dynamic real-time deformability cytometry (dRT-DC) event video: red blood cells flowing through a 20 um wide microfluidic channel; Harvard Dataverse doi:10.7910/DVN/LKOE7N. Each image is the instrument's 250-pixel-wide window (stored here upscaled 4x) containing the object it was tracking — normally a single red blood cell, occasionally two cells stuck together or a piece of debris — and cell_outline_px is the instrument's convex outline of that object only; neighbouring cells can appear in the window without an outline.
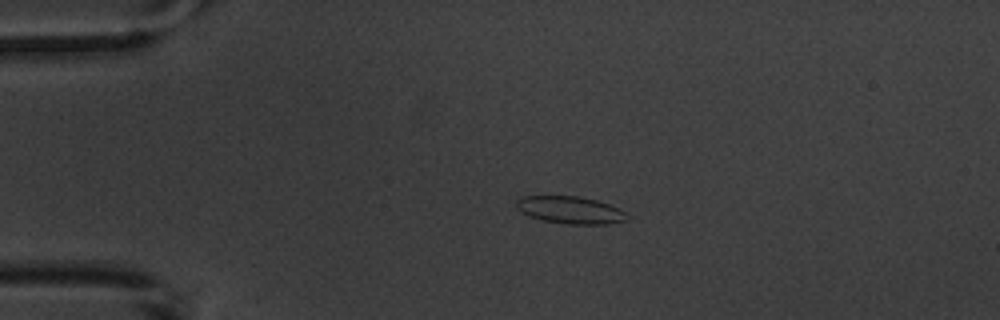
{"species": "common noctule bat (a hibernating species)", "species_latin": "Nyctalus noctula", "temperature_condition": "warm", "stored_images_in_passage": 4, "camera_frame_rate_fps": 3000, "um_per_image_px": 0.085, "animal": {"sex": "male", "body_mass_g": 20.1, "forearm_length_mm": 53.5}, "frame": {"image": 1, "passage_image": 1, "time_ms": 0.0, "image_size_px": [1000, 320], "cell_outline_px": [[628, 220], [608, 224], [568, 224], [540, 220], [528, 216], [520, 212], [516, 208], [516, 200], [520, 196], [580, 196], [596, 200], [608, 204], [624, 212]], "centroid_in_image_um": [48.4, 17.85], "position_along_channel_um": 36.6, "area_um2": 17.69}}
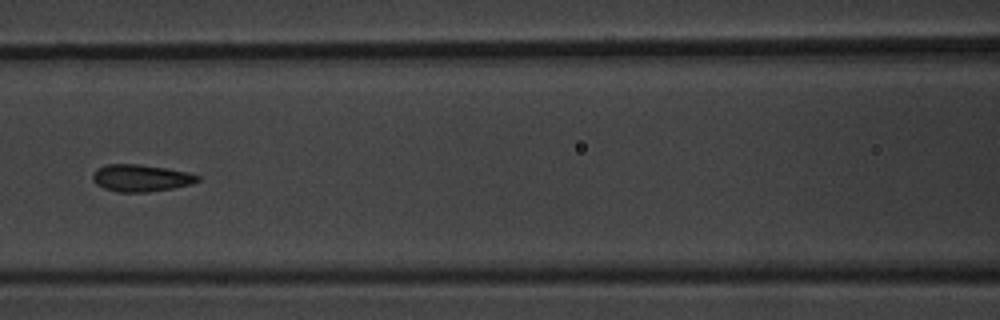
{"frame": {"image": 2, "passage_image": 4, "time_ms": 4.333, "image_size_px": [1000, 320], "cell_outline_px": [[200, 180], [192, 184], [172, 188], [148, 192], [116, 192], [104, 188], [96, 184], [92, 180], [92, 172], [96, 168], [104, 164], [140, 164], [168, 168], [188, 172], [200, 176]], "centroid_in_image_um": [11.95, 15.12], "position_along_channel_um": 154.6, "area_um2": 16.82}}